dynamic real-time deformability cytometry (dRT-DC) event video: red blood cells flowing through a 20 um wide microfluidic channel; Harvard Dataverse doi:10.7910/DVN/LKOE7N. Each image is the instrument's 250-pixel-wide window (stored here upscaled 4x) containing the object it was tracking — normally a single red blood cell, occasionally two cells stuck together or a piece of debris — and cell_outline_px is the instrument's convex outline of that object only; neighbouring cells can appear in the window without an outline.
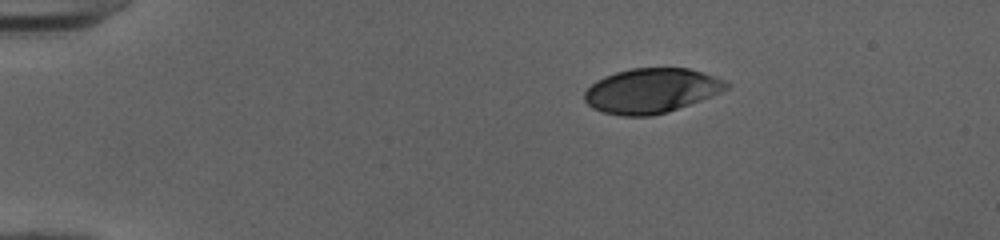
{"species": "human", "species_latin": "Homo sapiens", "temperature_condition": "cold", "stored_images_in_passage": 43, "camera_frame_rate_fps": 3000, "um_per_image_px": 0.085, "donor": {"sex": "female"}, "frame": {"image": 1, "passage_image": 1, "time_ms": 0.0, "image_size_px": [1000, 240], "cell_outline_px": [[732, 84], [728, 88], [720, 92], [700, 100], [668, 112], [652, 116], [620, 116], [604, 112], [592, 108], [584, 100], [584, 92], [596, 80], [604, 76], [616, 72], [632, 68], [688, 68], [704, 72], [724, 80]], "centroid_in_image_um": [55.36, 7.71], "position_along_channel_um": 29.6, "area_um2": 36.99}}
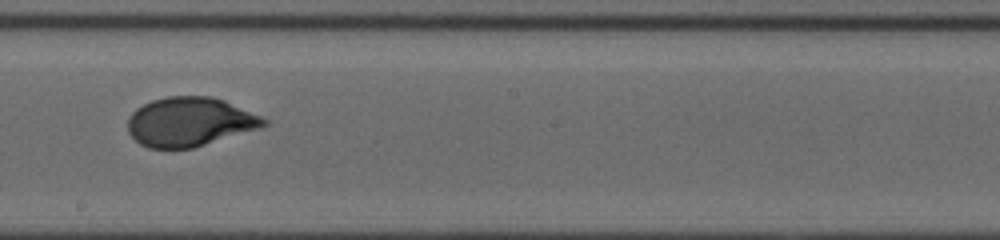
{"frame": {"image": 2, "passage_image": 22, "time_ms": 7.0, "image_size_px": [1000, 240], "cell_outline_px": [[268, 124], [260, 128], [192, 148], [148, 148], [140, 144], [128, 132], [128, 116], [136, 108], [152, 100], [168, 96], [212, 96], [224, 100], [260, 116], [268, 120]], "centroid_in_image_um": [16.11, 10.35], "position_along_channel_um": 232.1, "area_um2": 38.78}}
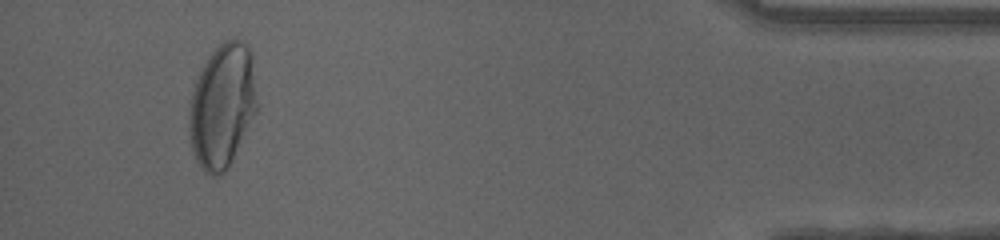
{"frame": {"image": 3, "passage_image": 40, "time_ms": 13.0, "image_size_px": [1000, 240], "cell_outline_px": [[256, 112], [228, 168], [224, 172], [216, 176], [212, 176], [204, 172], [200, 168], [192, 152], [188, 132], [188, 108], [192, 92], [196, 80], [208, 56], [224, 40], [240, 40], [248, 44], [252, 56], [256, 104]], "centroid_in_image_um": [18.86, 9.03], "position_along_channel_um": 416.3, "area_um2": 49.07}, "authors_computed_cell_mechanics": {"area_um2": 38.7838, "velocity_mm_per_s": 4.0016, "shape_relaxation_time_tau1_ms": 3.5964, "shape_relaxation_time_tau2_ms": null, "deformation_change_tau1": 0.1792, "deformation_change_tau2": null}}